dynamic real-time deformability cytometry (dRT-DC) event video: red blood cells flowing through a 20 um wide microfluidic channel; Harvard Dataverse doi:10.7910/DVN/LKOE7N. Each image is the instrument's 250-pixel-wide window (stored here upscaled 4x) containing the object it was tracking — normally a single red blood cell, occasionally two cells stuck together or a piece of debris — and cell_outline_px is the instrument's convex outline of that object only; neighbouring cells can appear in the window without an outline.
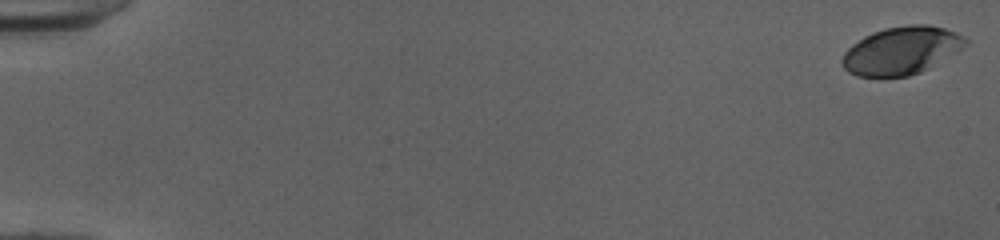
{"species": "human", "species_latin": "Homo sapiens", "temperature_condition": "cold", "stored_images_in_passage": 53, "camera_frame_rate_fps": 3000, "um_per_image_px": 0.085, "donor": {"sex": "female"}, "frame": {"image": 1, "passage_image": 1, "time_ms": 0.0, "image_size_px": [1000, 240], "cell_outline_px": [[968, 44], [956, 52], [928, 68], [920, 72], [908, 76], [856, 76], [848, 72], [844, 68], [840, 60], [844, 52], [852, 44], [864, 36], [872, 32], [884, 28], [908, 24], [928, 24], [944, 28], [956, 32], [968, 40]], "centroid_in_image_um": [76.6, 4.28], "position_along_channel_um": 8.4, "area_um2": 34.33}}
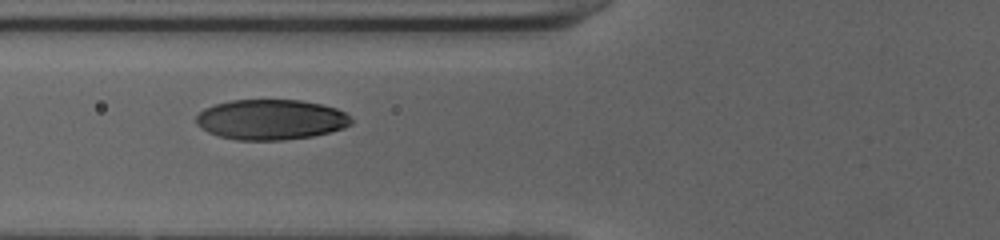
{"frame": {"image": 2, "passage_image": 22, "time_ms": 7.0, "image_size_px": [1000, 240], "cell_outline_px": [[352, 124], [344, 128], [312, 136], [284, 140], [236, 140], [220, 136], [208, 132], [200, 128], [196, 124], [196, 116], [204, 108], [216, 104], [232, 100], [300, 100], [320, 104], [336, 108], [352, 116]], "centroid_in_image_um": [23.03, 10.16], "position_along_channel_um": 102.8, "area_um2": 36.47}}
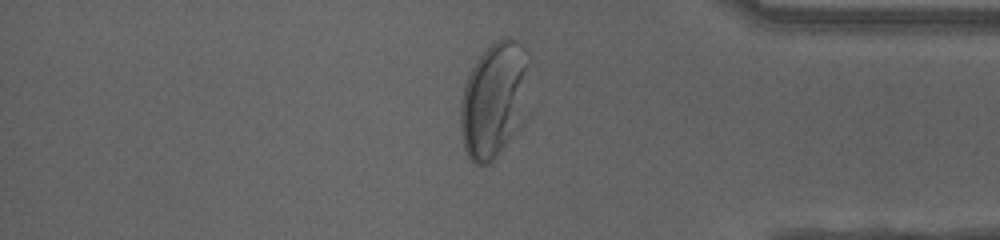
{"frame": {"image": 3, "passage_image": 45, "time_ms": 14.667, "image_size_px": [1000, 240], "cell_outline_px": [[528, 64], [508, 136], [504, 144], [492, 160], [488, 164], [476, 164], [468, 156], [464, 148], [460, 132], [460, 104], [464, 84], [476, 60], [496, 40], [516, 40], [528, 52]], "centroid_in_image_um": [41.8, 8.43], "position_along_channel_um": 393.4, "area_um2": 42.31}, "authors_computed_cell_mechanics": {"area_um2": 36.4718, "velocity_mm_per_s": 3.992, "shape_relaxation_time_tau1_ms": 2.6394, "shape_relaxation_time_tau2_ms": null, "deformation_change_tau1": 0.1463, "deformation_change_tau2": null}}